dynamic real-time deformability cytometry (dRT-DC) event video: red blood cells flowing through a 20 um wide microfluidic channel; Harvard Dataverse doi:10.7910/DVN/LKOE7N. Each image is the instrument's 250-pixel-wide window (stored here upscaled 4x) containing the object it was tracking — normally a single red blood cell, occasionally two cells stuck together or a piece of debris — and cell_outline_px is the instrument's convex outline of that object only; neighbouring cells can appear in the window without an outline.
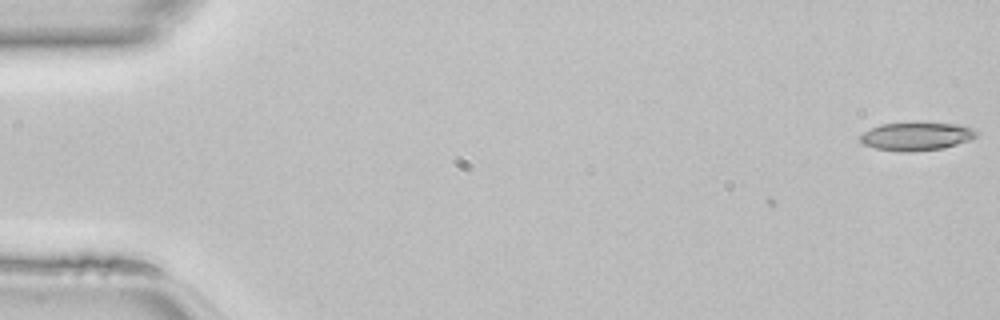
{"species": "common noctule bat (a hibernating species)", "species_latin": "Nyctalus noctula", "temperature_condition": "room temperature", "stored_images_in_passage": 6, "camera_frame_rate_fps": 3000, "um_per_image_px": 0.085, "animal": {"sex": "female", "body_mass_g": 22.7, "forearm_length_mm": 54.2}, "frame": {"image": 1, "passage_image": 1, "time_ms": 0.0, "image_size_px": [1000, 320], "cell_outline_px": [[980, 132], [976, 136], [968, 140], [944, 148], [912, 152], [896, 152], [876, 148], [864, 144], [860, 140], [860, 136], [864, 132], [880, 124], [964, 124]], "centroid_in_image_um": [77.92, 11.61], "position_along_channel_um": 7.1, "area_um2": 18.79}}